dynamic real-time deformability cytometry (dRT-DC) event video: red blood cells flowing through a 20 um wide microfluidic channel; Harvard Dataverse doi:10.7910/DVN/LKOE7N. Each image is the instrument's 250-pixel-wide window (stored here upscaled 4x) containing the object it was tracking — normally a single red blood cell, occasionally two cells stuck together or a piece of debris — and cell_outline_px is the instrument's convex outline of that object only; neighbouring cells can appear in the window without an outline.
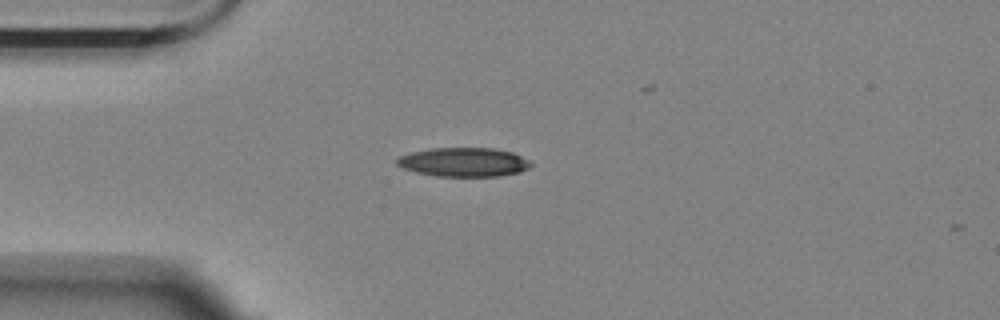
{"species": "Egyptian fruit bat (a non-hibernating species)", "species_latin": "Rousettus aegyptiacus", "temperature_condition": "room temperature", "stored_images_in_passage": 2, "camera_frame_rate_fps": 3000, "um_per_image_px": 0.085, "animal": {"sex": "female"}, "frame": {"image": 1, "passage_image": 1, "time_ms": 0.0, "image_size_px": [1000, 320], "cell_outline_px": [[532, 164], [528, 168], [520, 172], [500, 176], [436, 176], [416, 172], [404, 168], [396, 164], [396, 160], [400, 156], [412, 152], [432, 148], [492, 148], [512, 152], [528, 160]], "centroid_in_image_um": [39.42, 13.78], "position_along_channel_um": 45.6, "area_um2": 22.48}}